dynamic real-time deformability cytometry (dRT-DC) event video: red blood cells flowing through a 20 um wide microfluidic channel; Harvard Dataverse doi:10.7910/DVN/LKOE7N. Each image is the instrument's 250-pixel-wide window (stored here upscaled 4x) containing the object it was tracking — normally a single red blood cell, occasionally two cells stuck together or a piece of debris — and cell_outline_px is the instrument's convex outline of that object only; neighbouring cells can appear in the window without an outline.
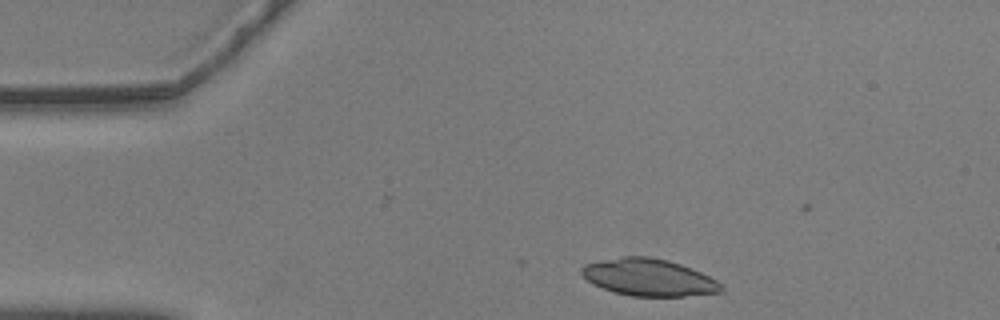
{"species": "common noctule bat (a hibernating species)", "species_latin": "Nyctalus noctula", "temperature_condition": "warm", "stored_images_in_passage": 9, "camera_frame_rate_fps": 3000, "um_per_image_px": 0.085, "animal": {"sex": "male", "body_mass_g": 20.5, "forearm_length_mm": 52.5}, "frame": {"image": 1, "passage_image": 1, "time_ms": 0.0, "image_size_px": [1000, 320], "cell_outline_px": [[724, 292], [684, 296], [632, 296], [616, 292], [592, 284], [580, 272], [580, 268], [584, 264], [600, 260], [624, 256], [648, 256], [668, 260], [680, 264], [700, 272], [716, 280], [724, 288]], "centroid_in_image_um": [55.14, 23.57], "position_along_channel_um": 29.9, "area_um2": 30.06}}